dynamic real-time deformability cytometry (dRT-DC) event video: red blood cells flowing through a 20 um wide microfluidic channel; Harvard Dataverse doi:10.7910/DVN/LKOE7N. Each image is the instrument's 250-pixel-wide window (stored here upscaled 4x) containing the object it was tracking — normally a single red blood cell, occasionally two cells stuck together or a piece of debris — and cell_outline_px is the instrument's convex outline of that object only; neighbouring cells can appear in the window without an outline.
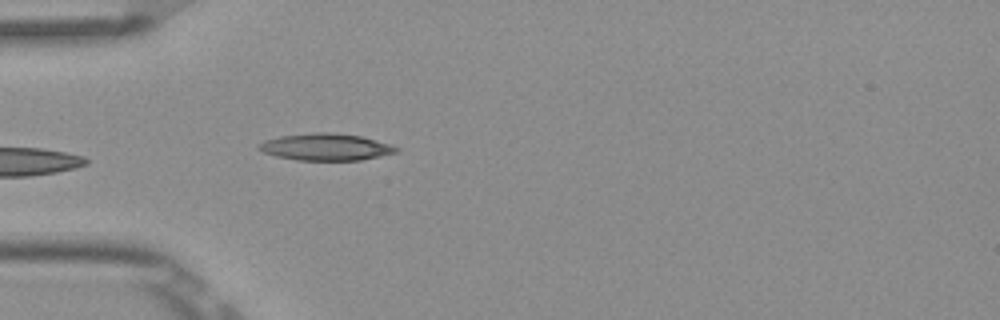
{"species": "Egyptian fruit bat (a non-hibernating species)", "species_latin": "Rousettus aegyptiacus", "temperature_condition": "room temperature", "stored_images_in_passage": 5, "camera_frame_rate_fps": 3000, "um_per_image_px": 0.085, "frame": {"image": 1, "passage_image": 5, "time_ms": 1.333, "image_size_px": [1000, 320], "cell_outline_px": [[400, 148], [396, 152], [380, 156], [360, 160], [296, 160], [276, 156], [264, 152], [256, 148], [264, 140], [280, 136], [312, 132], [328, 132], [364, 136], [392, 144]], "centroid_in_image_um": [27.72, 12.48], "position_along_channel_um": 57.3, "area_um2": 21.68}}